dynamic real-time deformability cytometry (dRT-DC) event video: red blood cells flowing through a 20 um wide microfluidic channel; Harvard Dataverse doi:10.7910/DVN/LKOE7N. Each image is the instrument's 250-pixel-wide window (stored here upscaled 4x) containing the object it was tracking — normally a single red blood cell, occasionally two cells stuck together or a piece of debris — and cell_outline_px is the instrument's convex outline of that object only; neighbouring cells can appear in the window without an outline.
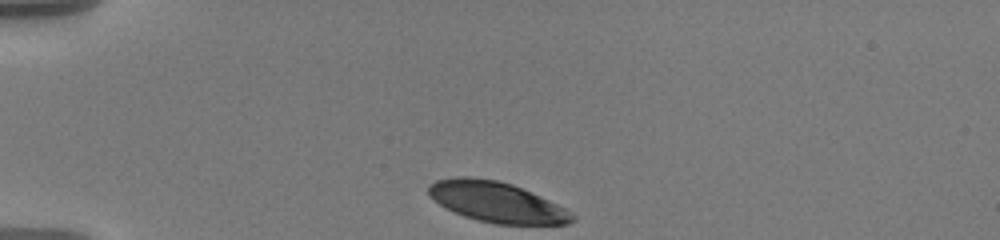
{"species": "human", "species_latin": "Homo sapiens", "temperature_condition": "warm", "stored_images_in_passage": 37, "camera_frame_rate_fps": 3000, "um_per_image_px": 0.085, "donor": {"sex": "male"}, "frame": {"image": 1, "passage_image": 1, "time_ms": 0.0, "image_size_px": [1000, 240], "cell_outline_px": [[576, 220], [568, 224], [496, 224], [476, 220], [464, 216], [444, 208], [428, 196], [428, 184], [436, 180], [456, 176], [468, 176], [496, 180], [512, 184], [548, 200], [572, 212], [576, 216]], "centroid_in_image_um": [42.17, 17.17], "position_along_channel_um": 42.8, "area_um2": 33.93}}
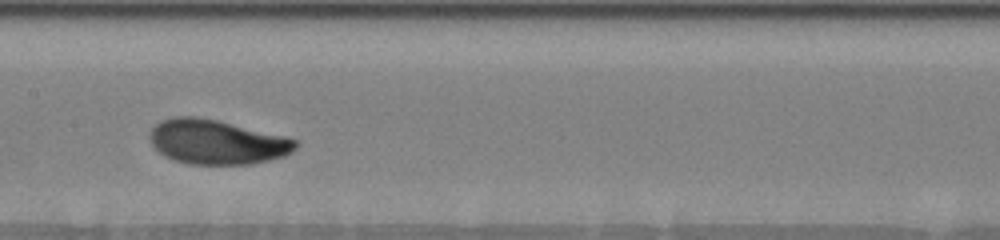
{"frame": {"image": 2, "passage_image": 17, "time_ms": 5.333, "image_size_px": [1000, 240], "cell_outline_px": [[300, 144], [292, 152], [284, 156], [268, 160], [248, 164], [188, 164], [164, 156], [152, 144], [148, 136], [148, 132], [160, 120], [172, 116], [196, 116], [216, 120], [284, 136], [296, 140]], "centroid_in_image_um": [18.4, 12.06], "position_along_channel_um": 189.0, "area_um2": 37.74}}
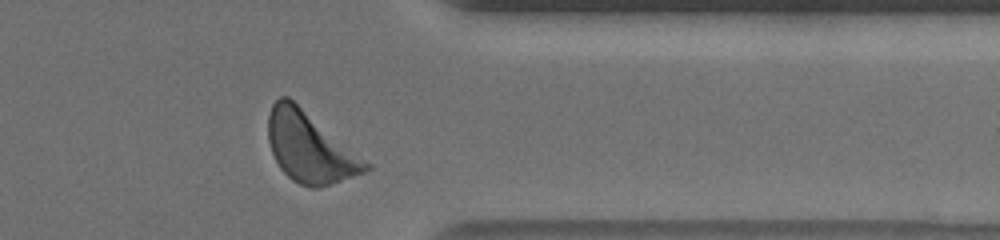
{"frame": {"image": 3, "passage_image": 34, "time_ms": 11.0, "image_size_px": [1000, 240], "cell_outline_px": [[372, 168], [364, 172], [320, 188], [308, 188], [292, 180], [280, 168], [272, 152], [268, 140], [268, 116], [272, 104], [280, 96], [288, 96], [372, 164]], "centroid_in_image_um": [26.34, 12.53], "position_along_channel_um": 385.1, "area_um2": 39.77}, "authors_computed_cell_mechanics": {"area_um2": 37.4544, "velocity_mm_per_s": 3.5427, "shape_relaxation_time_tau1_ms": 2.1859, "shape_relaxation_time_tau2_ms": null, "deformation_change_tau1": 0.1331, "deformation_change_tau2": null}}